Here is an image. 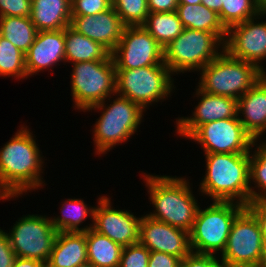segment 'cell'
I'll return each instance as SVG.
<instances>
[{
    "mask_svg": "<svg viewBox=\"0 0 266 267\" xmlns=\"http://www.w3.org/2000/svg\"><path fill=\"white\" fill-rule=\"evenodd\" d=\"M33 134L22 127L0 149V198L9 199L42 187L43 156Z\"/></svg>",
    "mask_w": 266,
    "mask_h": 267,
    "instance_id": "6da1fadb",
    "label": "cell"
},
{
    "mask_svg": "<svg viewBox=\"0 0 266 267\" xmlns=\"http://www.w3.org/2000/svg\"><path fill=\"white\" fill-rule=\"evenodd\" d=\"M251 152L204 153L207 169L200 183L202 194L213 201H232L247 206L250 189L254 188L249 175Z\"/></svg>",
    "mask_w": 266,
    "mask_h": 267,
    "instance_id": "7a4b0ae2",
    "label": "cell"
},
{
    "mask_svg": "<svg viewBox=\"0 0 266 267\" xmlns=\"http://www.w3.org/2000/svg\"><path fill=\"white\" fill-rule=\"evenodd\" d=\"M143 177L155 206L154 212L146 216L190 233L199 205L186 178L150 174Z\"/></svg>",
    "mask_w": 266,
    "mask_h": 267,
    "instance_id": "3957f363",
    "label": "cell"
},
{
    "mask_svg": "<svg viewBox=\"0 0 266 267\" xmlns=\"http://www.w3.org/2000/svg\"><path fill=\"white\" fill-rule=\"evenodd\" d=\"M200 72L198 87L202 91L236 100L265 74L255 64L234 58L225 49Z\"/></svg>",
    "mask_w": 266,
    "mask_h": 267,
    "instance_id": "277c9868",
    "label": "cell"
},
{
    "mask_svg": "<svg viewBox=\"0 0 266 267\" xmlns=\"http://www.w3.org/2000/svg\"><path fill=\"white\" fill-rule=\"evenodd\" d=\"M246 206L232 201H213L201 209L199 206L189 233L191 251L215 255L223 253L232 224Z\"/></svg>",
    "mask_w": 266,
    "mask_h": 267,
    "instance_id": "5b68a950",
    "label": "cell"
},
{
    "mask_svg": "<svg viewBox=\"0 0 266 267\" xmlns=\"http://www.w3.org/2000/svg\"><path fill=\"white\" fill-rule=\"evenodd\" d=\"M118 96L107 107L103 101L85 110H103L93 130L98 155L106 154L115 145L127 141L142 122L145 110L128 98Z\"/></svg>",
    "mask_w": 266,
    "mask_h": 267,
    "instance_id": "8992f818",
    "label": "cell"
},
{
    "mask_svg": "<svg viewBox=\"0 0 266 267\" xmlns=\"http://www.w3.org/2000/svg\"><path fill=\"white\" fill-rule=\"evenodd\" d=\"M220 46L224 49V43L214 33L184 28L164 47V63L172 74L200 71L222 52Z\"/></svg>",
    "mask_w": 266,
    "mask_h": 267,
    "instance_id": "52a82bcc",
    "label": "cell"
},
{
    "mask_svg": "<svg viewBox=\"0 0 266 267\" xmlns=\"http://www.w3.org/2000/svg\"><path fill=\"white\" fill-rule=\"evenodd\" d=\"M71 95L75 107L85 111L116 94V68L112 56L107 60L73 63Z\"/></svg>",
    "mask_w": 266,
    "mask_h": 267,
    "instance_id": "ba28073f",
    "label": "cell"
},
{
    "mask_svg": "<svg viewBox=\"0 0 266 267\" xmlns=\"http://www.w3.org/2000/svg\"><path fill=\"white\" fill-rule=\"evenodd\" d=\"M171 75L167 65L116 69V94L139 104L145 110L153 102L170 96L175 88Z\"/></svg>",
    "mask_w": 266,
    "mask_h": 267,
    "instance_id": "9c48e42d",
    "label": "cell"
},
{
    "mask_svg": "<svg viewBox=\"0 0 266 267\" xmlns=\"http://www.w3.org/2000/svg\"><path fill=\"white\" fill-rule=\"evenodd\" d=\"M16 257L48 262L58 234L51 218L42 215L21 217L6 233Z\"/></svg>",
    "mask_w": 266,
    "mask_h": 267,
    "instance_id": "30bf717a",
    "label": "cell"
},
{
    "mask_svg": "<svg viewBox=\"0 0 266 267\" xmlns=\"http://www.w3.org/2000/svg\"><path fill=\"white\" fill-rule=\"evenodd\" d=\"M263 237L255 216L245 208L234 220L221 260L226 267L262 265Z\"/></svg>",
    "mask_w": 266,
    "mask_h": 267,
    "instance_id": "8fae6325",
    "label": "cell"
},
{
    "mask_svg": "<svg viewBox=\"0 0 266 267\" xmlns=\"http://www.w3.org/2000/svg\"><path fill=\"white\" fill-rule=\"evenodd\" d=\"M116 69H133L164 63V48L143 26H125L111 53Z\"/></svg>",
    "mask_w": 266,
    "mask_h": 267,
    "instance_id": "7c38bea8",
    "label": "cell"
},
{
    "mask_svg": "<svg viewBox=\"0 0 266 267\" xmlns=\"http://www.w3.org/2000/svg\"><path fill=\"white\" fill-rule=\"evenodd\" d=\"M188 138L201 144L205 153H249L253 142L238 117L205 123Z\"/></svg>",
    "mask_w": 266,
    "mask_h": 267,
    "instance_id": "4fadbf2b",
    "label": "cell"
},
{
    "mask_svg": "<svg viewBox=\"0 0 266 267\" xmlns=\"http://www.w3.org/2000/svg\"><path fill=\"white\" fill-rule=\"evenodd\" d=\"M262 15L266 16V12L231 26L227 30L224 49L234 58L255 64L266 74L261 63L266 59V21H254Z\"/></svg>",
    "mask_w": 266,
    "mask_h": 267,
    "instance_id": "5bb4252c",
    "label": "cell"
},
{
    "mask_svg": "<svg viewBox=\"0 0 266 267\" xmlns=\"http://www.w3.org/2000/svg\"><path fill=\"white\" fill-rule=\"evenodd\" d=\"M110 201L106 196L98 198L93 229L122 247L138 243L141 218L127 210L113 209Z\"/></svg>",
    "mask_w": 266,
    "mask_h": 267,
    "instance_id": "9a60e30c",
    "label": "cell"
},
{
    "mask_svg": "<svg viewBox=\"0 0 266 267\" xmlns=\"http://www.w3.org/2000/svg\"><path fill=\"white\" fill-rule=\"evenodd\" d=\"M139 242L150 251L167 253L181 259L192 252L189 232L146 215L141 217Z\"/></svg>",
    "mask_w": 266,
    "mask_h": 267,
    "instance_id": "2e32d148",
    "label": "cell"
},
{
    "mask_svg": "<svg viewBox=\"0 0 266 267\" xmlns=\"http://www.w3.org/2000/svg\"><path fill=\"white\" fill-rule=\"evenodd\" d=\"M196 95L200 102L195 106L192 117L176 119L177 133L188 138L199 126L217 120L239 117L238 100L220 95L209 94L199 87Z\"/></svg>",
    "mask_w": 266,
    "mask_h": 267,
    "instance_id": "e0dca14e",
    "label": "cell"
},
{
    "mask_svg": "<svg viewBox=\"0 0 266 267\" xmlns=\"http://www.w3.org/2000/svg\"><path fill=\"white\" fill-rule=\"evenodd\" d=\"M70 26L105 47L110 53L120 42L125 25L114 7L90 16H72Z\"/></svg>",
    "mask_w": 266,
    "mask_h": 267,
    "instance_id": "ac0fdd59",
    "label": "cell"
},
{
    "mask_svg": "<svg viewBox=\"0 0 266 267\" xmlns=\"http://www.w3.org/2000/svg\"><path fill=\"white\" fill-rule=\"evenodd\" d=\"M25 59L28 76L65 61V29L37 31Z\"/></svg>",
    "mask_w": 266,
    "mask_h": 267,
    "instance_id": "d6986e66",
    "label": "cell"
},
{
    "mask_svg": "<svg viewBox=\"0 0 266 267\" xmlns=\"http://www.w3.org/2000/svg\"><path fill=\"white\" fill-rule=\"evenodd\" d=\"M240 113L245 131L253 139L260 138L266 130V74L238 99Z\"/></svg>",
    "mask_w": 266,
    "mask_h": 267,
    "instance_id": "ffe728a7",
    "label": "cell"
},
{
    "mask_svg": "<svg viewBox=\"0 0 266 267\" xmlns=\"http://www.w3.org/2000/svg\"><path fill=\"white\" fill-rule=\"evenodd\" d=\"M87 261L86 232H58L46 267H77Z\"/></svg>",
    "mask_w": 266,
    "mask_h": 267,
    "instance_id": "44dd1931",
    "label": "cell"
},
{
    "mask_svg": "<svg viewBox=\"0 0 266 267\" xmlns=\"http://www.w3.org/2000/svg\"><path fill=\"white\" fill-rule=\"evenodd\" d=\"M71 18V0H32L30 19L37 31L65 29Z\"/></svg>",
    "mask_w": 266,
    "mask_h": 267,
    "instance_id": "7402d4cb",
    "label": "cell"
},
{
    "mask_svg": "<svg viewBox=\"0 0 266 267\" xmlns=\"http://www.w3.org/2000/svg\"><path fill=\"white\" fill-rule=\"evenodd\" d=\"M176 12L184 28L212 32L225 44L227 29L215 11L203 4H179Z\"/></svg>",
    "mask_w": 266,
    "mask_h": 267,
    "instance_id": "603a6c76",
    "label": "cell"
},
{
    "mask_svg": "<svg viewBox=\"0 0 266 267\" xmlns=\"http://www.w3.org/2000/svg\"><path fill=\"white\" fill-rule=\"evenodd\" d=\"M111 53L101 44L82 35L70 25L65 28V62L107 60Z\"/></svg>",
    "mask_w": 266,
    "mask_h": 267,
    "instance_id": "cb8c5ba5",
    "label": "cell"
},
{
    "mask_svg": "<svg viewBox=\"0 0 266 267\" xmlns=\"http://www.w3.org/2000/svg\"><path fill=\"white\" fill-rule=\"evenodd\" d=\"M88 262L95 267H119L123 247L98 233L93 228L86 231Z\"/></svg>",
    "mask_w": 266,
    "mask_h": 267,
    "instance_id": "d4e9b609",
    "label": "cell"
},
{
    "mask_svg": "<svg viewBox=\"0 0 266 267\" xmlns=\"http://www.w3.org/2000/svg\"><path fill=\"white\" fill-rule=\"evenodd\" d=\"M61 216L51 218V223L58 232H86L93 228L94 223L81 227V223L91 216L94 222V207H89L82 199H67L62 203ZM89 214V215H88Z\"/></svg>",
    "mask_w": 266,
    "mask_h": 267,
    "instance_id": "484cf974",
    "label": "cell"
},
{
    "mask_svg": "<svg viewBox=\"0 0 266 267\" xmlns=\"http://www.w3.org/2000/svg\"><path fill=\"white\" fill-rule=\"evenodd\" d=\"M37 30L30 17H0V35L24 54L33 44Z\"/></svg>",
    "mask_w": 266,
    "mask_h": 267,
    "instance_id": "4316f807",
    "label": "cell"
},
{
    "mask_svg": "<svg viewBox=\"0 0 266 267\" xmlns=\"http://www.w3.org/2000/svg\"><path fill=\"white\" fill-rule=\"evenodd\" d=\"M142 26L163 48L184 30L176 11L149 13Z\"/></svg>",
    "mask_w": 266,
    "mask_h": 267,
    "instance_id": "83f0119b",
    "label": "cell"
},
{
    "mask_svg": "<svg viewBox=\"0 0 266 267\" xmlns=\"http://www.w3.org/2000/svg\"><path fill=\"white\" fill-rule=\"evenodd\" d=\"M257 0H222L221 23L228 30L231 26L257 17L261 13Z\"/></svg>",
    "mask_w": 266,
    "mask_h": 267,
    "instance_id": "f1b7e54d",
    "label": "cell"
},
{
    "mask_svg": "<svg viewBox=\"0 0 266 267\" xmlns=\"http://www.w3.org/2000/svg\"><path fill=\"white\" fill-rule=\"evenodd\" d=\"M0 76L27 78L25 54L0 35Z\"/></svg>",
    "mask_w": 266,
    "mask_h": 267,
    "instance_id": "f546056e",
    "label": "cell"
},
{
    "mask_svg": "<svg viewBox=\"0 0 266 267\" xmlns=\"http://www.w3.org/2000/svg\"><path fill=\"white\" fill-rule=\"evenodd\" d=\"M258 138L253 139L252 146L257 145L255 152L250 154V183L253 181L258 192L250 189V202L257 199H266V141L257 144ZM256 142V143H255ZM252 180V181H251ZM261 191H260V190Z\"/></svg>",
    "mask_w": 266,
    "mask_h": 267,
    "instance_id": "4dcf8cb0",
    "label": "cell"
},
{
    "mask_svg": "<svg viewBox=\"0 0 266 267\" xmlns=\"http://www.w3.org/2000/svg\"><path fill=\"white\" fill-rule=\"evenodd\" d=\"M113 7L125 26H142L150 13L147 0H113Z\"/></svg>",
    "mask_w": 266,
    "mask_h": 267,
    "instance_id": "1f68e13d",
    "label": "cell"
},
{
    "mask_svg": "<svg viewBox=\"0 0 266 267\" xmlns=\"http://www.w3.org/2000/svg\"><path fill=\"white\" fill-rule=\"evenodd\" d=\"M150 250L140 242L123 247L119 267H148Z\"/></svg>",
    "mask_w": 266,
    "mask_h": 267,
    "instance_id": "d6a6232c",
    "label": "cell"
},
{
    "mask_svg": "<svg viewBox=\"0 0 266 267\" xmlns=\"http://www.w3.org/2000/svg\"><path fill=\"white\" fill-rule=\"evenodd\" d=\"M113 6V0H71L72 16H90Z\"/></svg>",
    "mask_w": 266,
    "mask_h": 267,
    "instance_id": "836d02e7",
    "label": "cell"
},
{
    "mask_svg": "<svg viewBox=\"0 0 266 267\" xmlns=\"http://www.w3.org/2000/svg\"><path fill=\"white\" fill-rule=\"evenodd\" d=\"M32 0H0V17H30Z\"/></svg>",
    "mask_w": 266,
    "mask_h": 267,
    "instance_id": "e575fe53",
    "label": "cell"
},
{
    "mask_svg": "<svg viewBox=\"0 0 266 267\" xmlns=\"http://www.w3.org/2000/svg\"><path fill=\"white\" fill-rule=\"evenodd\" d=\"M220 261L215 255L191 252L181 260L180 267H226Z\"/></svg>",
    "mask_w": 266,
    "mask_h": 267,
    "instance_id": "d590c367",
    "label": "cell"
},
{
    "mask_svg": "<svg viewBox=\"0 0 266 267\" xmlns=\"http://www.w3.org/2000/svg\"><path fill=\"white\" fill-rule=\"evenodd\" d=\"M181 260L167 253L150 251L148 267H180Z\"/></svg>",
    "mask_w": 266,
    "mask_h": 267,
    "instance_id": "8d00e7d4",
    "label": "cell"
},
{
    "mask_svg": "<svg viewBox=\"0 0 266 267\" xmlns=\"http://www.w3.org/2000/svg\"><path fill=\"white\" fill-rule=\"evenodd\" d=\"M16 254L14 253L7 234L0 229V267H13Z\"/></svg>",
    "mask_w": 266,
    "mask_h": 267,
    "instance_id": "74e56055",
    "label": "cell"
},
{
    "mask_svg": "<svg viewBox=\"0 0 266 267\" xmlns=\"http://www.w3.org/2000/svg\"><path fill=\"white\" fill-rule=\"evenodd\" d=\"M246 208L257 219L262 232L263 239H266V199H257L248 203Z\"/></svg>",
    "mask_w": 266,
    "mask_h": 267,
    "instance_id": "f35d334b",
    "label": "cell"
},
{
    "mask_svg": "<svg viewBox=\"0 0 266 267\" xmlns=\"http://www.w3.org/2000/svg\"><path fill=\"white\" fill-rule=\"evenodd\" d=\"M150 13L176 11L178 0H147Z\"/></svg>",
    "mask_w": 266,
    "mask_h": 267,
    "instance_id": "ab89813d",
    "label": "cell"
},
{
    "mask_svg": "<svg viewBox=\"0 0 266 267\" xmlns=\"http://www.w3.org/2000/svg\"><path fill=\"white\" fill-rule=\"evenodd\" d=\"M13 267H46L40 260L16 257Z\"/></svg>",
    "mask_w": 266,
    "mask_h": 267,
    "instance_id": "60d3db41",
    "label": "cell"
},
{
    "mask_svg": "<svg viewBox=\"0 0 266 267\" xmlns=\"http://www.w3.org/2000/svg\"><path fill=\"white\" fill-rule=\"evenodd\" d=\"M201 4L215 11L217 14L221 12L222 0H201Z\"/></svg>",
    "mask_w": 266,
    "mask_h": 267,
    "instance_id": "b9f144b4",
    "label": "cell"
},
{
    "mask_svg": "<svg viewBox=\"0 0 266 267\" xmlns=\"http://www.w3.org/2000/svg\"><path fill=\"white\" fill-rule=\"evenodd\" d=\"M179 4L199 5L201 0H178Z\"/></svg>",
    "mask_w": 266,
    "mask_h": 267,
    "instance_id": "7bdbcfd3",
    "label": "cell"
},
{
    "mask_svg": "<svg viewBox=\"0 0 266 267\" xmlns=\"http://www.w3.org/2000/svg\"><path fill=\"white\" fill-rule=\"evenodd\" d=\"M262 266L266 267V239H263Z\"/></svg>",
    "mask_w": 266,
    "mask_h": 267,
    "instance_id": "ee69618b",
    "label": "cell"
},
{
    "mask_svg": "<svg viewBox=\"0 0 266 267\" xmlns=\"http://www.w3.org/2000/svg\"><path fill=\"white\" fill-rule=\"evenodd\" d=\"M258 6L262 12H266V0H257Z\"/></svg>",
    "mask_w": 266,
    "mask_h": 267,
    "instance_id": "f6af8a7d",
    "label": "cell"
},
{
    "mask_svg": "<svg viewBox=\"0 0 266 267\" xmlns=\"http://www.w3.org/2000/svg\"><path fill=\"white\" fill-rule=\"evenodd\" d=\"M77 267H95L93 264H91L90 262H85Z\"/></svg>",
    "mask_w": 266,
    "mask_h": 267,
    "instance_id": "bcb514c9",
    "label": "cell"
},
{
    "mask_svg": "<svg viewBox=\"0 0 266 267\" xmlns=\"http://www.w3.org/2000/svg\"><path fill=\"white\" fill-rule=\"evenodd\" d=\"M231 267H264L262 265H248V266H231Z\"/></svg>",
    "mask_w": 266,
    "mask_h": 267,
    "instance_id": "7dc6e473",
    "label": "cell"
}]
</instances>
